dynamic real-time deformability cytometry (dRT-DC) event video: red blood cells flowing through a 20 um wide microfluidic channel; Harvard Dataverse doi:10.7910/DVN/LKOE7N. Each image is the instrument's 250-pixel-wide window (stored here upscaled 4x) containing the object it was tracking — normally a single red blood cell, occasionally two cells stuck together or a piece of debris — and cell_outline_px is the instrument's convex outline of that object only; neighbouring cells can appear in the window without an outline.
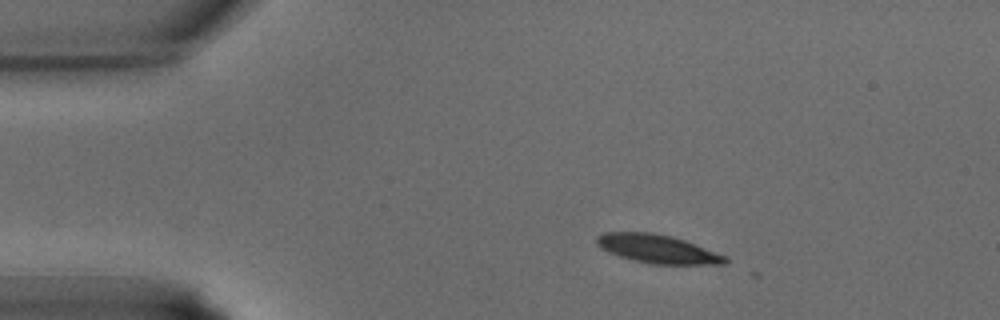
{"species": "common noctule bat (a hibernating species)", "species_latin": "Nyctalus noctula", "temperature_condition": "warm", "stored_images_in_passage": 5, "camera_frame_rate_fps": 3000, "um_per_image_px": 0.085, "animal": {"sex": "male", "body_mass_g": 15.6}, "frame": {"image": 1, "passage_image": 1, "time_ms": 0.0, "image_size_px": [1000, 320], "cell_outline_px": [[728, 260], [724, 264], [652, 264], [620, 256], [608, 252], [600, 248], [596, 244], [596, 236], [604, 232], [652, 232], [672, 236], [684, 240], [728, 256]], "centroid_in_image_um": [55.88, 21.15], "position_along_channel_um": 29.1, "area_um2": 21.33}}